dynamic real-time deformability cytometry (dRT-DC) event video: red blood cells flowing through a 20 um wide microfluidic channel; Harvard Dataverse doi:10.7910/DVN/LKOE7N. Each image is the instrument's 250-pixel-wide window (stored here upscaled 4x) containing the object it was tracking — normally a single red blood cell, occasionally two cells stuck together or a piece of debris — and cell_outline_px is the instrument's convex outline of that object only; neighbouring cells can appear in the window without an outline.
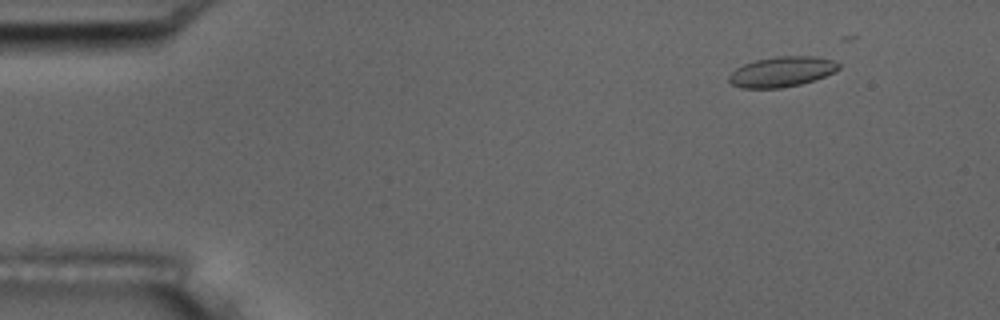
{"species": "common noctule bat (a hibernating species)", "species_latin": "Nyctalus noctula", "temperature_condition": "room temperature", "stored_images_in_passage": 5, "camera_frame_rate_fps": 3000, "um_per_image_px": 0.085, "animal": {"sex": "male", "body_mass_g": 17.5, "forearm_length_mm": 52.3}, "frame": {"image": 1, "passage_image": 2, "time_ms": 1.333, "image_size_px": [1000, 320], "cell_outline_px": [[840, 68], [824, 76], [800, 84], [780, 88], [740, 88], [732, 84], [728, 80], [728, 76], [736, 68], [744, 64], [756, 60], [776, 56], [816, 56], [832, 60], [840, 64]], "centroid_in_image_um": [66.42, 6.09], "position_along_channel_um": 18.6, "area_um2": 19.19}}